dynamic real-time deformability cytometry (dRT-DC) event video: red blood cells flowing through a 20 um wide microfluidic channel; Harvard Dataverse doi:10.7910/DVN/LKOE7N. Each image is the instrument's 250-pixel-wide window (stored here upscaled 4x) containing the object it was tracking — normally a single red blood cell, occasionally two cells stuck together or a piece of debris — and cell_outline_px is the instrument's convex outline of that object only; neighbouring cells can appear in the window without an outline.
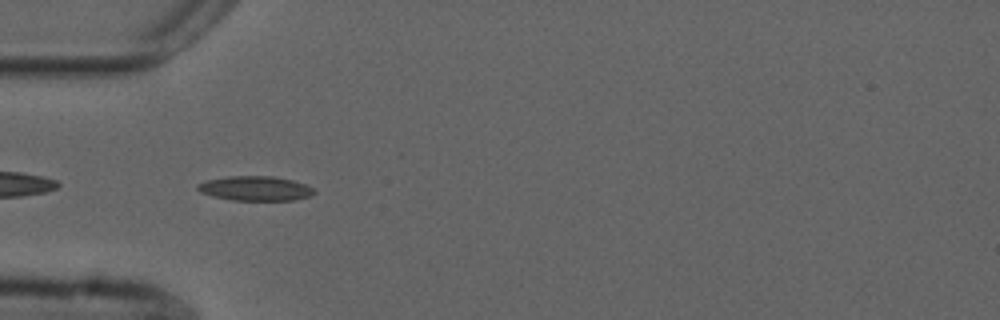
{"species": "common noctule bat (a hibernating species)", "species_latin": "Nyctalus noctula", "temperature_condition": "cold", "stored_images_in_passage": 39, "camera_frame_rate_fps": 3000, "um_per_image_px": 0.085, "animal": {"sex": "male", "forearm_length_mm": 52.5}, "frame": {"image": 1, "passage_image": 2, "time_ms": 0.333, "image_size_px": [1000, 320], "cell_outline_px": [[316, 192], [308, 196], [296, 200], [232, 200], [212, 196], [200, 192], [196, 188], [196, 184], [208, 180], [228, 176], [272, 176], [292, 180], [304, 184], [312, 188]], "centroid_in_image_um": [21.67, 16.01], "position_along_channel_um": 63.3, "area_um2": 16.59}}
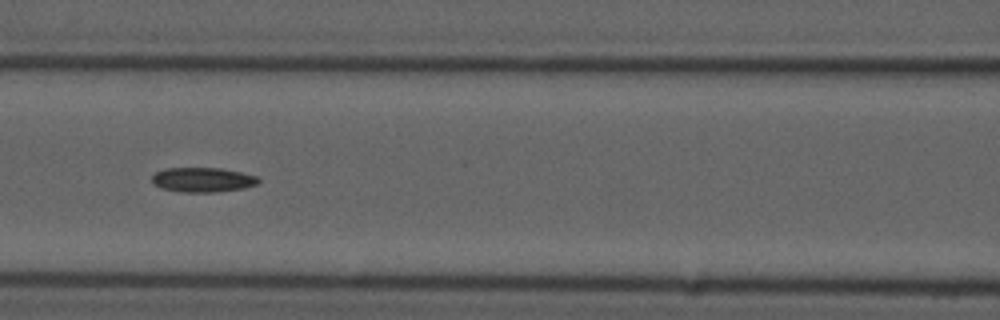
{"frame": {"image": 2, "passage_image": 9, "time_ms": 2.667, "image_size_px": [1000, 320], "cell_outline_px": [[260, 180], [256, 184], [244, 188], [212, 192], [180, 192], [160, 188], [152, 184], [152, 176], [156, 172], [164, 168], [220, 168], [240, 172], [256, 176]], "centroid_in_image_um": [17.17, 15.28], "position_along_channel_um": 149.4, "area_um2": 15.26}}
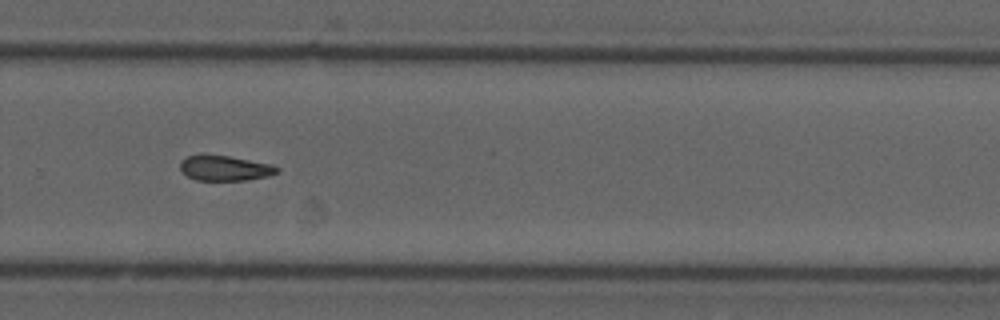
{"frame": {"image": 3, "passage_image": 22, "time_ms": 7.0, "image_size_px": [1000, 320], "cell_outline_px": [[280, 172], [268, 176], [244, 180], [196, 180], [188, 176], [180, 168], [180, 160], [188, 156], [228, 156], [272, 164], [280, 168]], "centroid_in_image_um": [19.16, 14.3], "position_along_channel_um": 310.6, "area_um2": 13.93}}